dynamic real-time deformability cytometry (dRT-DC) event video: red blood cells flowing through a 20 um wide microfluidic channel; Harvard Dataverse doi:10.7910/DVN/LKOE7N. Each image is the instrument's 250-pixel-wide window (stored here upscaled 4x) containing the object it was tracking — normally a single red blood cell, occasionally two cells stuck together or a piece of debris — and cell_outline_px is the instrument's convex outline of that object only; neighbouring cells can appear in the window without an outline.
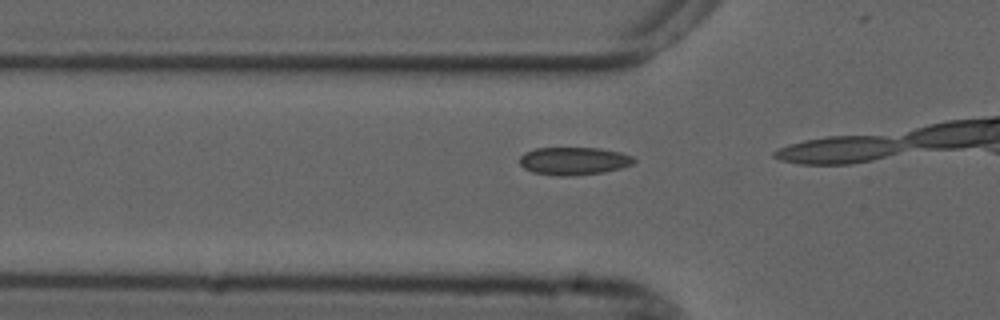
{"species": "common noctule bat (a hibernating species)", "species_latin": "Nyctalus noctula", "temperature_condition": "cold", "stored_images_in_passage": 4, "camera_frame_rate_fps": 3000, "um_per_image_px": 0.085, "animal": {"sex": "male", "forearm_length_mm": 52.5}, "frame": {"image": 1, "passage_image": 2, "time_ms": 0.333, "image_size_px": [1000, 320], "cell_outline_px": [[636, 160], [632, 164], [620, 168], [604, 172], [568, 176], [556, 176], [532, 172], [524, 168], [520, 164], [520, 156], [524, 152], [536, 148], [600, 148], [620, 152], [632, 156]], "centroid_in_image_um": [48.75, 13.68], "position_along_channel_um": 77.0, "area_um2": 18.55}}